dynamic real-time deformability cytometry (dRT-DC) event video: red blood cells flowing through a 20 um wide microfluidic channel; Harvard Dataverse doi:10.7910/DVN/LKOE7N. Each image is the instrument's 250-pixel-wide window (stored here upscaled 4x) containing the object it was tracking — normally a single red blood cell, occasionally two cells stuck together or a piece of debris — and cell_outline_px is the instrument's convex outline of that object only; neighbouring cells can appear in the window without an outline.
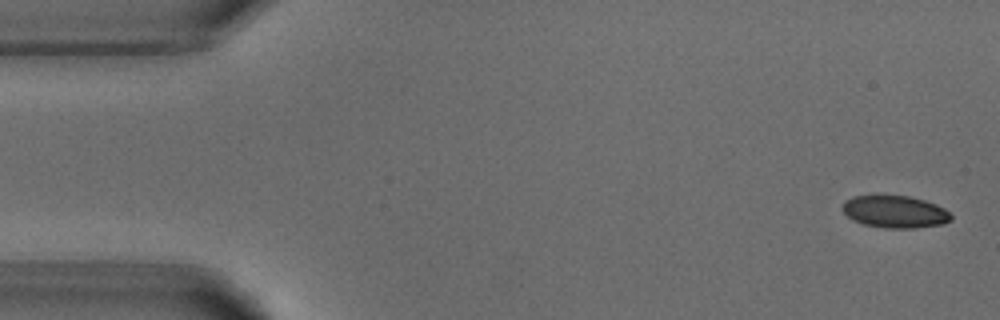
{"species": "common noctule bat (a hibernating species)", "species_latin": "Nyctalus noctula", "temperature_condition": "warm", "stored_images_in_passage": 5, "camera_frame_rate_fps": 3000, "um_per_image_px": 0.085, "animal": {"sex": "male", "body_mass_g": 18.8}, "frame": {"image": 1, "passage_image": 1, "time_ms": 0.0, "image_size_px": [1000, 320], "cell_outline_px": [[952, 220], [944, 224], [916, 228], [884, 228], [864, 224], [852, 220], [840, 208], [844, 200], [852, 196], [876, 192], [908, 196], [924, 200], [936, 204], [944, 208], [952, 216]], "centroid_in_image_um": [76.01, 17.95], "position_along_channel_um": 9.0, "area_um2": 21.33}}
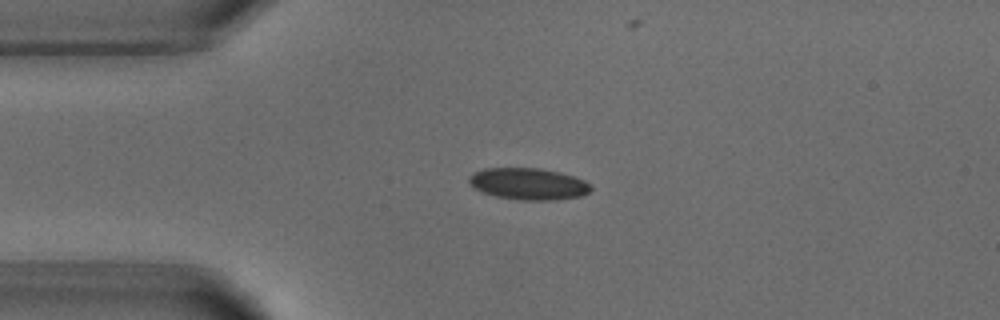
{"frame": {"image": 2, "passage_image": 4, "time_ms": 3.333, "image_size_px": [1000, 320], "cell_outline_px": [[592, 188], [588, 192], [580, 196], [556, 200], [520, 200], [496, 196], [484, 192], [468, 184], [468, 176], [472, 172], [484, 168], [540, 168], [560, 172], [584, 180], [592, 184]], "centroid_in_image_um": [44.9, 15.62], "position_along_channel_um": 40.1, "area_um2": 22.6}}